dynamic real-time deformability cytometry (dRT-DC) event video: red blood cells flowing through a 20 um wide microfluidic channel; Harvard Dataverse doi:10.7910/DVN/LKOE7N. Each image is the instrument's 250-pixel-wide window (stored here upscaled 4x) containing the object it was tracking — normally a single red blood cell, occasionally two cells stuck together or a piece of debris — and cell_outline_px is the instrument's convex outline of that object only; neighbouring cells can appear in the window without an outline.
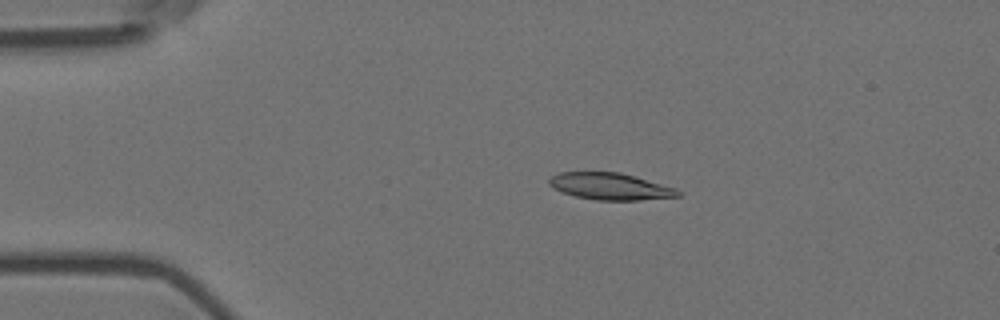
{"species": "Egyptian fruit bat (a non-hibernating species)", "species_latin": "Rousettus aegyptiacus", "temperature_condition": "room temperature", "stored_images_in_passage": 6, "camera_frame_rate_fps": 3000, "um_per_image_px": 0.085, "animal": {"sex": "female"}, "frame": {"image": 1, "passage_image": 3, "time_ms": 0.667, "image_size_px": [1000, 320], "cell_outline_px": [[680, 196], [640, 200], [596, 200], [576, 196], [552, 188], [548, 184], [548, 180], [552, 176], [560, 172], [620, 172], [676, 188], [680, 192]], "centroid_in_image_um": [51.85, 15.84], "position_along_channel_um": 33.1, "area_um2": 20.0}}
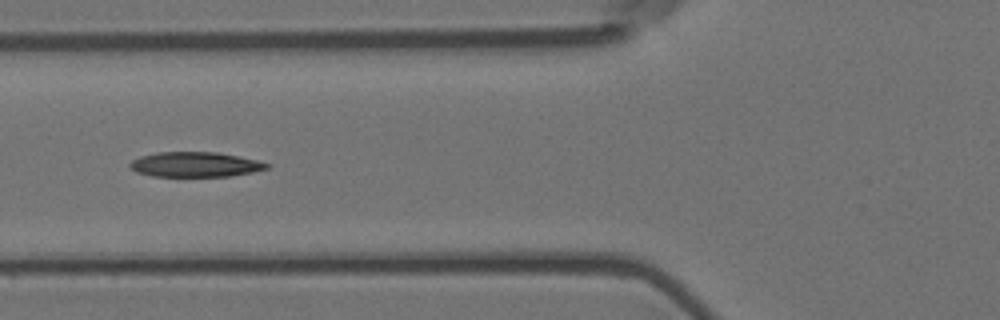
{"frame": {"image": 2, "passage_image": 6, "time_ms": 1.667, "image_size_px": [1000, 320], "cell_outline_px": [[272, 164], [268, 168], [252, 172], [228, 176], [152, 176], [136, 172], [128, 164], [132, 160], [140, 156], [156, 152], [216, 152], [240, 156]], "centroid_in_image_um": [16.59, 13.97], "position_along_channel_um": 109.2, "area_um2": 19.88}}